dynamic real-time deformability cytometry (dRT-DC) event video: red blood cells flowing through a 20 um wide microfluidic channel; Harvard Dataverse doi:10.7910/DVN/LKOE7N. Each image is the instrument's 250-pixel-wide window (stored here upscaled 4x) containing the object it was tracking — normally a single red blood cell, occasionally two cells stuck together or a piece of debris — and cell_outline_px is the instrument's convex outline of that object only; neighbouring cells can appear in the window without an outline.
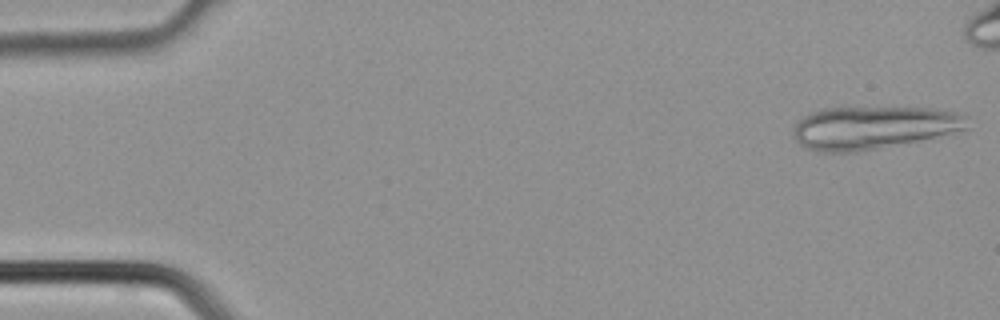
{"species": "common noctule bat (a hibernating species)", "species_latin": "Nyctalus noctula", "temperature_condition": "cold", "stored_images_in_passage": 5, "camera_frame_rate_fps": 3000, "um_per_image_px": 0.085, "animal": {"sex": "male", "body_mass_g": 21.5, "forearm_length_mm": 52.0}, "frame": {"image": 1, "passage_image": 1, "time_ms": 0.0, "image_size_px": [1000, 320], "cell_outline_px": [[968, 128], [920, 140], [856, 152], [816, 152], [804, 148], [796, 140], [796, 124], [804, 116], [812, 112], [824, 108], [928, 108], [956, 112], [968, 116]], "centroid_in_image_um": [74.23, 10.85], "position_along_channel_um": 10.8, "area_um2": 42.89}}